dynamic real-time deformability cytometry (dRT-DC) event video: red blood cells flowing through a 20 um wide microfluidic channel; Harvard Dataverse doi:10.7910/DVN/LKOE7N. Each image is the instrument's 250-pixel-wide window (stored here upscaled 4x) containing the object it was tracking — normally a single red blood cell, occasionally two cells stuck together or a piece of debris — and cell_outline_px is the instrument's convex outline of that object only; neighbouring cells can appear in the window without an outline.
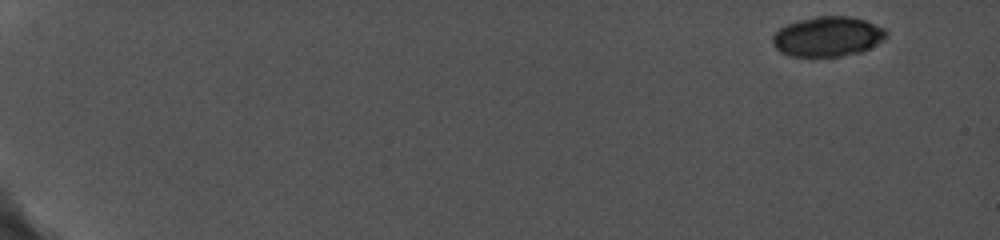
{"species": "common noctule bat (a hibernating species)", "species_latin": "Nyctalus noctula", "temperature_condition": "cold", "stored_images_in_passage": 14, "camera_frame_rate_fps": 5000, "um_per_image_px": 0.085, "animal": {"sex": "female", "body_mass_g": 19.0, "forearm_length_mm": 56.7}, "frame": {"image": 1, "passage_image": 1, "time_ms": 0.0, "image_size_px": [1000, 240], "cell_outline_px": [[888, 36], [884, 40], [860, 52], [840, 56], [792, 56], [780, 52], [772, 44], [772, 36], [780, 28], [788, 24], [800, 20], [816, 16], [848, 16], [864, 20], [884, 28], [888, 32]], "centroid_in_image_um": [70.36, 3.1], "position_along_channel_um": 14.6, "area_um2": 26.3}}
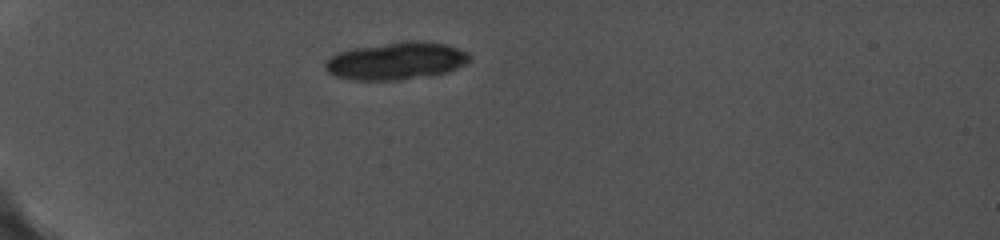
{"frame": {"image": 2, "passage_image": 12, "time_ms": 5.0, "image_size_px": [1000, 240], "cell_outline_px": [[472, 60], [468, 64], [448, 72], [400, 80], [352, 80], [332, 76], [324, 68], [324, 64], [336, 52], [352, 48], [404, 40], [412, 40], [448, 44], [468, 52], [472, 56]], "centroid_in_image_um": [33.7, 5.17], "position_along_channel_um": 51.3, "area_um2": 32.08}}